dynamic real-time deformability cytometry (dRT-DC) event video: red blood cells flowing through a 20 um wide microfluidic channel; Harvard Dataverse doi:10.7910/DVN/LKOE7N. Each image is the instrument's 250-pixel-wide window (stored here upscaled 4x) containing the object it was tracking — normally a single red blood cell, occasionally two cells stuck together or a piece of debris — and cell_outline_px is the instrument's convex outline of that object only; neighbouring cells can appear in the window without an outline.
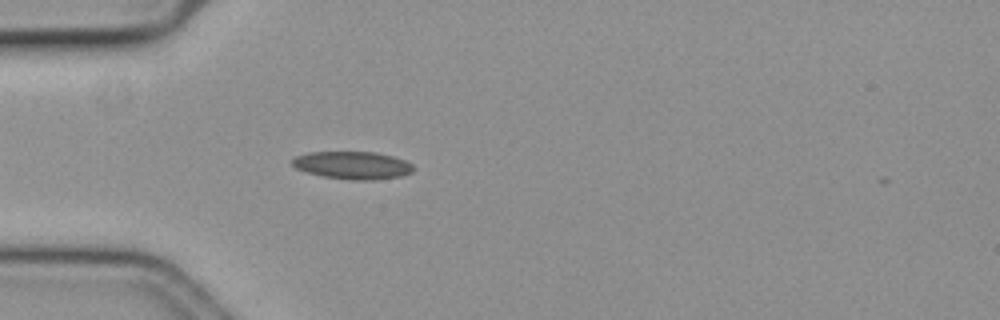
{"species": "common noctule bat (a hibernating species)", "species_latin": "Nyctalus noctula", "temperature_condition": "cold", "stored_images_in_passage": 44, "camera_frame_rate_fps": 3000, "um_per_image_px": 0.085, "animal": {"sex": "female", "body_mass_g": 19.3, "forearm_length_mm": 54.1}, "frame": {"image": 1, "passage_image": 4, "time_ms": 1.0, "image_size_px": [1000, 320], "cell_outline_px": [[412, 172], [404, 176], [372, 180], [352, 180], [324, 176], [308, 172], [296, 168], [292, 164], [292, 160], [296, 156], [308, 152], [376, 152], [392, 156], [404, 160], [412, 164]], "centroid_in_image_um": [29.99, 14.04], "position_along_channel_um": 55.0, "area_um2": 19.42}}
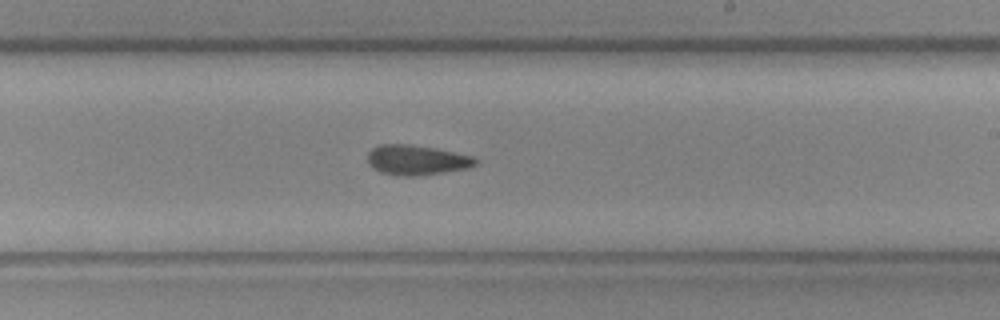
{"frame": {"image": 2, "passage_image": 21, "time_ms": 6.667, "image_size_px": [1000, 320], "cell_outline_px": [[480, 160], [476, 164], [468, 168], [444, 172], [416, 176], [396, 176], [380, 172], [372, 168], [368, 164], [368, 152], [372, 148], [380, 144], [408, 144], [436, 148], [472, 156]], "centroid_in_image_um": [35.4, 13.6], "position_along_channel_um": 253.6, "area_um2": 19.02}}
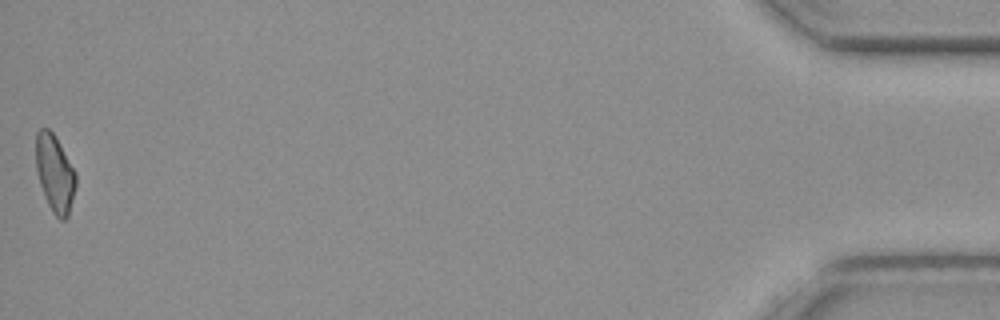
{"frame": {"image": 3, "passage_image": 44, "time_ms": 14.333, "image_size_px": [1000, 320], "cell_outline_px": [[76, 184], [68, 216], [64, 220], [60, 220], [52, 212], [44, 196], [40, 184], [36, 168], [36, 132], [40, 128], [48, 128], [56, 136], [76, 172]], "centroid_in_image_um": [4.66, 14.72], "position_along_channel_um": 430.5, "area_um2": 18.03}, "authors_computed_cell_mechanics": {"area_um2": 18.7272, "velocity_mm_per_s": 3.6483, "shape_relaxation_time_tau1_ms": 5.0944, "shape_relaxation_time_tau2_ms": 6.4914, "deformation_change_tau1": 0.1181, "deformation_change_tau2": 0.1408}}